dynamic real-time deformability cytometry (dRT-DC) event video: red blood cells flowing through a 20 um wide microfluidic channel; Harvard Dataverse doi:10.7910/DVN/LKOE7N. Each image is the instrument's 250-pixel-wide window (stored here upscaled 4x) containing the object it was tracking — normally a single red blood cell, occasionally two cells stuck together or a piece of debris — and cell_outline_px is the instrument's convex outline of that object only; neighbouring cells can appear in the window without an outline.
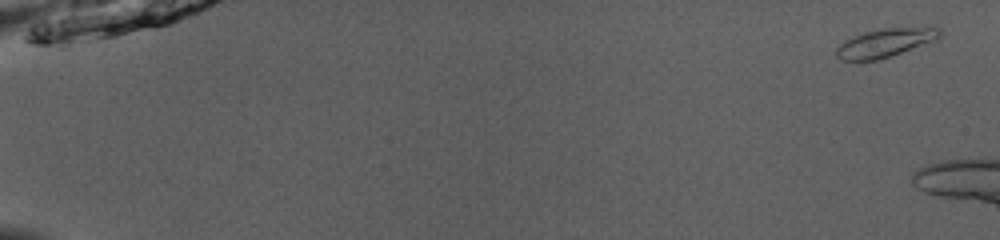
{"species": "common noctule bat (a hibernating species)", "species_latin": "Nyctalus noctula", "temperature_condition": "room temperature", "stored_images_in_passage": 14, "camera_frame_rate_fps": 3000, "um_per_image_px": 0.085, "animal": {"sex": "male", "body_mass_g": 13.0, "forearm_length_mm": 53.1}, "frame": {"image": 1, "passage_image": 1, "time_ms": 0.0, "image_size_px": [1000, 240], "cell_outline_px": [[940, 40], [876, 60], [844, 60], [836, 56], [836, 48], [844, 40], [864, 32], [884, 28], [936, 24], [940, 28]], "centroid_in_image_um": [75.39, 3.58], "position_along_channel_um": 9.6, "area_um2": 17.74}}